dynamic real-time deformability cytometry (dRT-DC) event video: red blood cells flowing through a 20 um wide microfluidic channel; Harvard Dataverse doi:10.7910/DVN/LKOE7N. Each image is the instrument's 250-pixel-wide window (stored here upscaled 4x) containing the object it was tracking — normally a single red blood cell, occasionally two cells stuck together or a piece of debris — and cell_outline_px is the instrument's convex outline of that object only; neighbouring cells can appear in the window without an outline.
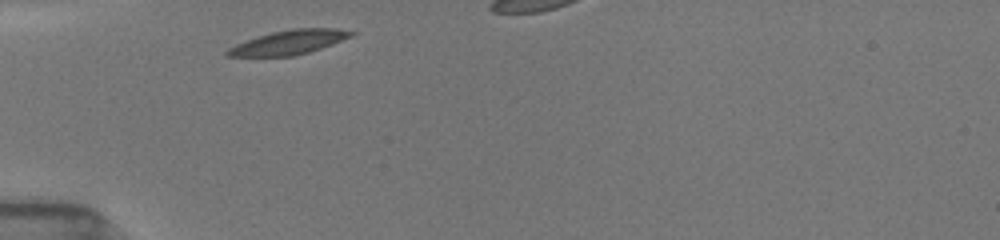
{"species": "common noctule bat (a hibernating species)", "species_latin": "Nyctalus noctula", "temperature_condition": "room temperature", "stored_images_in_passage": 14, "camera_frame_rate_fps": 3000, "um_per_image_px": 0.085, "animal": {"sex": "female", "body_mass_g": 19.5, "forearm_length_mm": 54.1}, "frame": {"image": 1, "passage_image": 1, "time_ms": 0.0, "image_size_px": [1000, 240], "cell_outline_px": [[356, 32], [352, 36], [332, 44], [308, 52], [292, 56], [228, 56], [224, 52], [228, 48], [236, 44], [272, 32], [292, 28], [336, 28]], "centroid_in_image_um": [24.57, 3.59], "position_along_channel_um": 60.4, "area_um2": 17.22}}
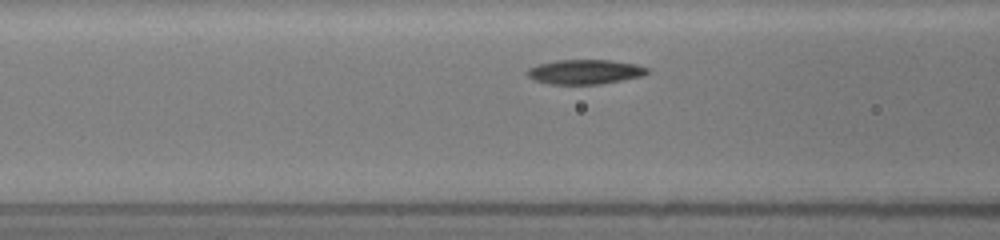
{"frame": {"image": 2, "passage_image": 7, "time_ms": 1.667, "image_size_px": [1000, 240], "cell_outline_px": [[652, 72], [644, 76], [600, 84], [548, 84], [536, 80], [528, 76], [524, 72], [528, 68], [540, 64], [556, 60], [612, 60], [636, 64], [648, 68]], "centroid_in_image_um": [49.76, 6.1], "position_along_channel_um": 116.8, "area_um2": 17.34}}
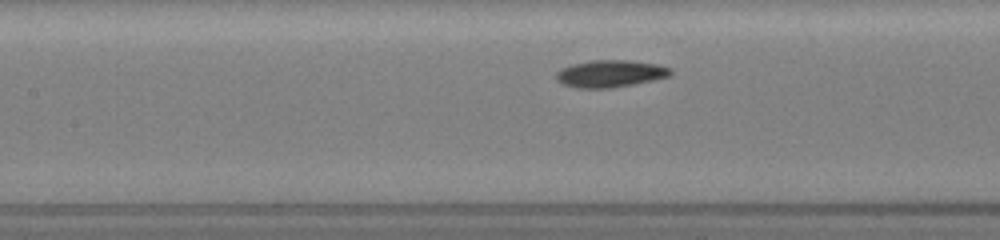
{"frame": {"image": 3, "passage_image": 10, "time_ms": 2.667, "image_size_px": [1000, 240], "cell_outline_px": [[672, 76], [612, 88], [576, 88], [564, 84], [556, 80], [556, 72], [560, 68], [572, 64], [592, 60], [632, 60], [656, 64], [672, 68]], "centroid_in_image_um": [51.88, 6.25], "position_along_channel_um": 155.5, "area_um2": 18.21}}